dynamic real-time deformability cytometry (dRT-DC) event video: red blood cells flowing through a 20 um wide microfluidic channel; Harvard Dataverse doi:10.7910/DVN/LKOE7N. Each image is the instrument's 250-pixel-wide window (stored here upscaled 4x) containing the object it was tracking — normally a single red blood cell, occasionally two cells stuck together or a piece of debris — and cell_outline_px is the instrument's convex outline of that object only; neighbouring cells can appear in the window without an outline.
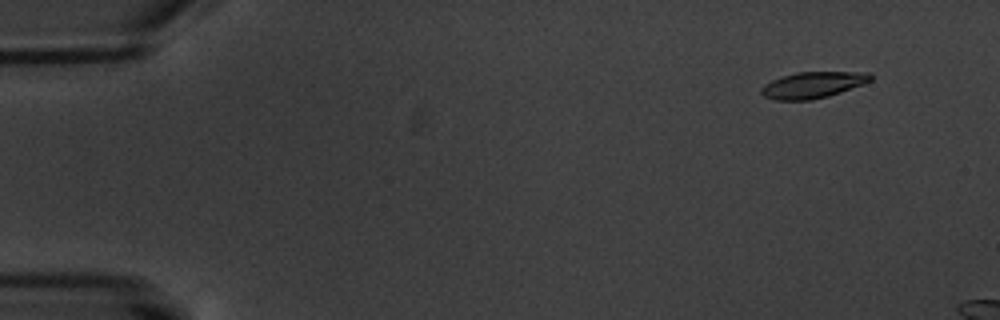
{"species": "common noctule bat (a hibernating species)", "species_latin": "Nyctalus noctula", "temperature_condition": "warm", "stored_images_in_passage": 4, "camera_frame_rate_fps": 3000, "um_per_image_px": 0.085, "animal": {"sex": "male", "body_mass_g": 20.1, "forearm_length_mm": 53.5}, "frame": {"image": 1, "passage_image": 2, "time_ms": 1.333, "image_size_px": [1000, 320], "cell_outline_px": [[872, 80], [864, 84], [828, 96], [812, 100], [776, 100], [764, 96], [760, 92], [760, 88], [764, 84], [780, 76], [796, 72], [872, 72]], "centroid_in_image_um": [69.09, 7.21], "position_along_channel_um": 15.9, "area_um2": 16.88}}